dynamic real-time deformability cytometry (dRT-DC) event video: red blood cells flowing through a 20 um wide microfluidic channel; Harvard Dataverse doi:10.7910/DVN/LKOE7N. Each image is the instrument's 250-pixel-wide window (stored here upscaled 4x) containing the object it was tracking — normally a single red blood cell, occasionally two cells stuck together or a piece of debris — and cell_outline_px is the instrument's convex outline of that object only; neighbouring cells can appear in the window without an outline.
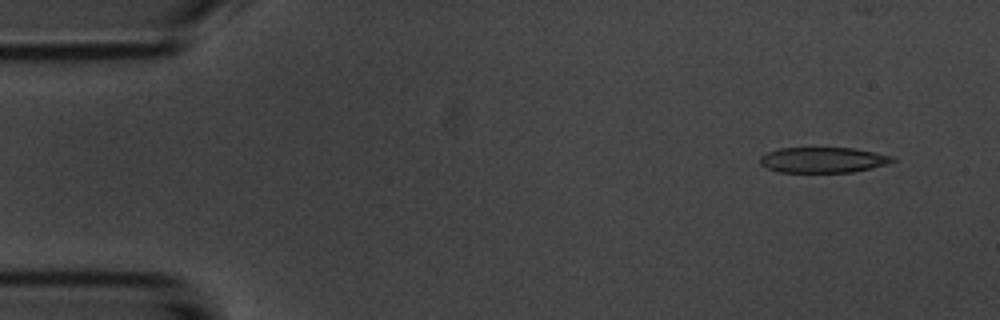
{"species": "common noctule bat (a hibernating species)", "species_latin": "Nyctalus noctula", "temperature_condition": "room temperature", "stored_images_in_passage": 5, "camera_frame_rate_fps": 3000, "um_per_image_px": 0.085, "animal": {"sex": "male", "body_mass_g": 20.1, "forearm_length_mm": 53.5}, "frame": {"image": 1, "passage_image": 2, "time_ms": 1.0, "image_size_px": [1000, 320], "cell_outline_px": [[896, 160], [872, 168], [852, 172], [780, 172], [768, 168], [760, 164], [760, 156], [768, 152], [780, 148], [852, 148], [892, 156]], "centroid_in_image_um": [69.92, 13.6], "position_along_channel_um": 15.1, "area_um2": 19.42}}
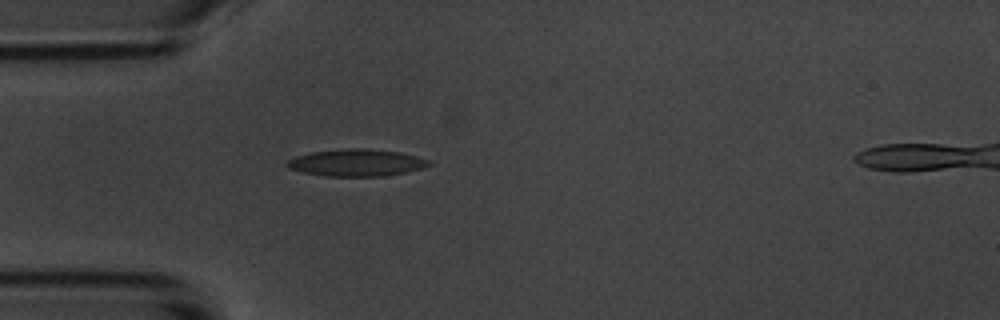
{"frame": {"image": 2, "passage_image": 5, "time_ms": 4.667, "image_size_px": [1000, 320], "cell_outline_px": [[432, 164], [420, 168], [404, 172], [384, 176], [324, 176], [304, 172], [288, 168], [284, 164], [288, 160], [296, 156], [312, 152], [348, 148], [364, 148], [400, 152], [428, 160]], "centroid_in_image_um": [30.25, 13.83], "position_along_channel_um": 54.7, "area_um2": 22.08}}